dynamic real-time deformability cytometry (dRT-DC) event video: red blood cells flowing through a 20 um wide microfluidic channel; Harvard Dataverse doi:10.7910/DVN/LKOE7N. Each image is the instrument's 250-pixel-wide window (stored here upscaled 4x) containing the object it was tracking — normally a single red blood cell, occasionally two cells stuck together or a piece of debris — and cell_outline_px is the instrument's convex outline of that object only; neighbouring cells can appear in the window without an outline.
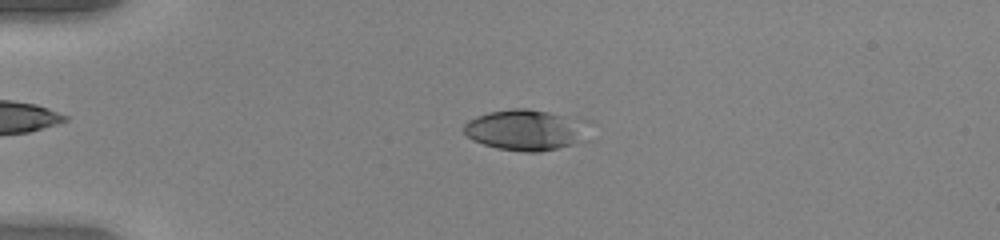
{"species": "human", "species_latin": "Homo sapiens", "temperature_condition": "warm", "stored_images_in_passage": 51, "camera_frame_rate_fps": 3000, "um_per_image_px": 0.085, "donor": {"sex": "female"}, "frame": {"image": 1, "passage_image": 13, "time_ms": 4.0, "image_size_px": [1000, 240], "cell_outline_px": [[588, 140], [540, 152], [524, 152], [496, 148], [472, 140], [464, 132], [464, 124], [468, 120], [476, 116], [488, 112], [512, 108], [528, 108], [588, 120]], "centroid_in_image_um": [44.73, 11.04], "position_along_channel_um": 40.3, "area_um2": 30.17}}
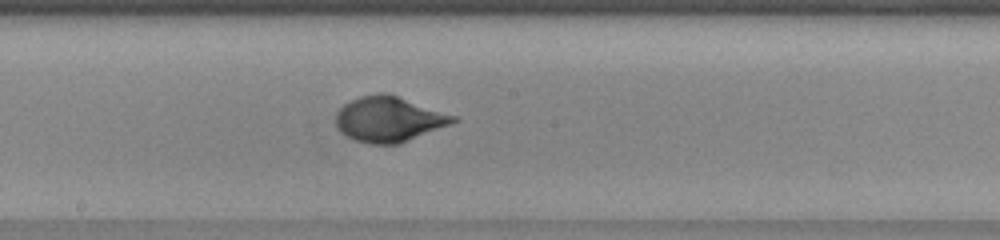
{"frame": {"image": 2, "passage_image": 29, "time_ms": 9.333, "image_size_px": [1000, 240], "cell_outline_px": [[460, 120], [452, 124], [400, 144], [368, 144], [356, 140], [348, 136], [336, 124], [336, 112], [344, 104], [360, 96], [380, 92], [384, 92], [460, 116]], "centroid_in_image_um": [33.13, 10.13], "position_along_channel_um": 215.1, "area_um2": 31.1}}
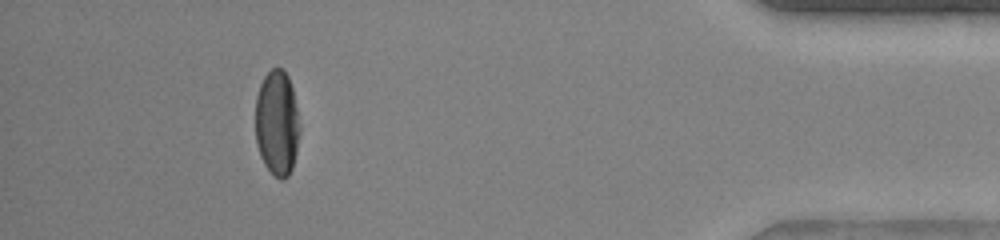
{"frame": {"image": 3, "passage_image": 47, "time_ms": 15.333, "image_size_px": [1000, 240], "cell_outline_px": [[300, 132], [296, 152], [292, 168], [288, 176], [284, 180], [280, 180], [264, 164], [260, 156], [256, 144], [256, 96], [260, 84], [264, 76], [272, 68], [284, 68], [288, 76], [292, 88], [300, 128]], "centroid_in_image_um": [23.54, 10.46], "position_along_channel_um": 411.7, "area_um2": 27.22}, "authors_computed_cell_mechanics": {"area_um2": 30.634, "velocity_mm_per_s": 4.0889, "shape_relaxation_time_tau1_ms": 4.4197, "shape_relaxation_time_tau2_ms": null, "deformation_change_tau1": 0.2309, "deformation_change_tau2": null}}